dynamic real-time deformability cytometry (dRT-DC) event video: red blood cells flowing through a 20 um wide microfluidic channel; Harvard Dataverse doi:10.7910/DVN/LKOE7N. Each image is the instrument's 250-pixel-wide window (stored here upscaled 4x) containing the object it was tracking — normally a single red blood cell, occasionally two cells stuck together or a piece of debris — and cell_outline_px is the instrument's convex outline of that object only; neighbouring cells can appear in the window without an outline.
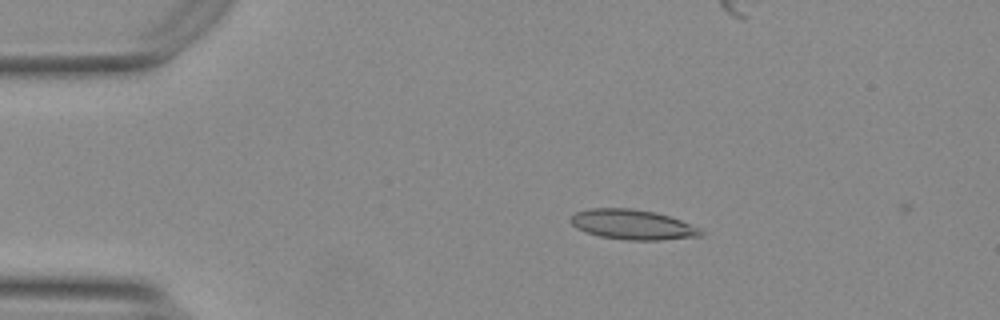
{"species": "Egyptian fruit bat (a non-hibernating species)", "species_latin": "Rousettus aegyptiacus", "temperature_condition": "warm", "stored_images_in_passage": 4, "camera_frame_rate_fps": 3000, "um_per_image_px": 0.085, "animal": {"sex": "female"}, "frame": {"image": 1, "passage_image": 2, "time_ms": 0.333, "image_size_px": [1000, 320], "cell_outline_px": [[704, 236], [660, 240], [628, 240], [600, 236], [584, 232], [576, 228], [568, 220], [576, 212], [588, 208], [632, 208], [656, 212], [680, 220], [700, 228], [704, 232]], "centroid_in_image_um": [53.76, 19.09], "position_along_channel_um": 31.2, "area_um2": 22.89}}